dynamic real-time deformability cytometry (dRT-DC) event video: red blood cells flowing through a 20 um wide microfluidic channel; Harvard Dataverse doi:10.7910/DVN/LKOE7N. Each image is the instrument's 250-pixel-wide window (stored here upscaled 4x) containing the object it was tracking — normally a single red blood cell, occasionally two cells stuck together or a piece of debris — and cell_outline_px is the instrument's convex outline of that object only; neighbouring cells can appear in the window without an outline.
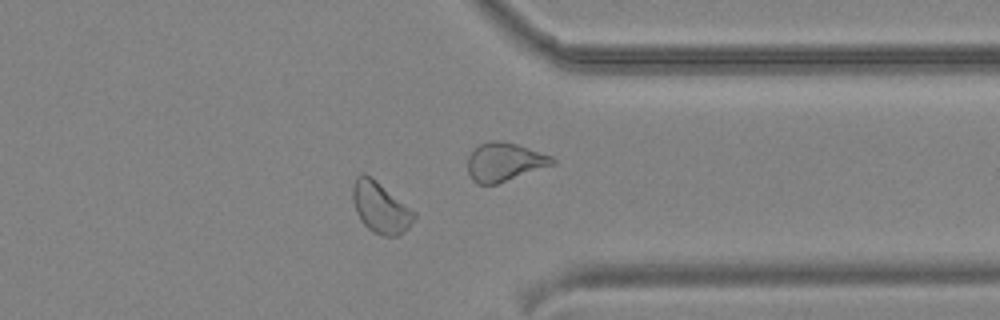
{"species": "common noctule bat (a hibernating species)", "species_latin": "Nyctalus noctula", "temperature_condition": "cold", "stored_images_in_passage": 28, "camera_frame_rate_fps": 3000, "um_per_image_px": 0.085, "animal": {"sex": "male", "body_mass_g": 19.2, "forearm_length_mm": 51.8}, "frame": {"image": 1, "passage_image": 24, "time_ms": 7.667, "image_size_px": [1000, 320], "cell_outline_px": [[416, 216], [408, 228], [396, 236], [384, 236], [372, 232], [360, 220], [356, 212], [352, 196], [352, 184], [356, 176], [364, 172], [372, 176], [416, 212]], "centroid_in_image_um": [32.32, 17.61], "position_along_channel_um": 379.1, "area_um2": 18.44}}